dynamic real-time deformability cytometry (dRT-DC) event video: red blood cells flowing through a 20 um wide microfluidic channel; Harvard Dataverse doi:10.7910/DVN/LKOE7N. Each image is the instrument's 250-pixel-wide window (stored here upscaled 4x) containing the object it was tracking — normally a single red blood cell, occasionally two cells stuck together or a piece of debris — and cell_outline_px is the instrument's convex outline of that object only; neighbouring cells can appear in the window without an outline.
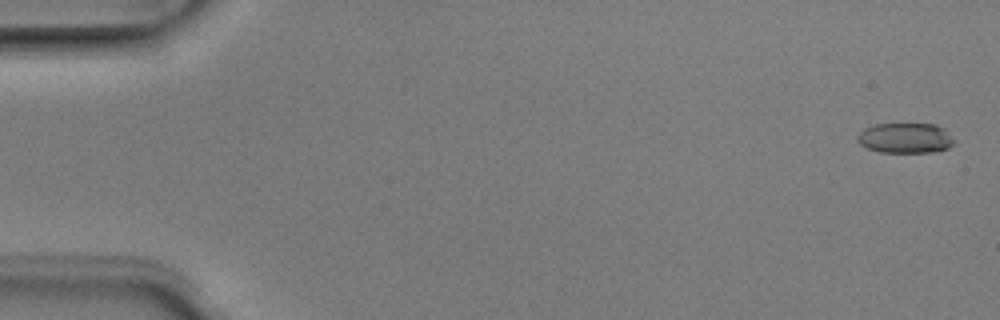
{"species": "Egyptian fruit bat (a non-hibernating species)", "species_latin": "Rousettus aegyptiacus", "temperature_condition": "room temperature", "stored_images_in_passage": 2, "camera_frame_rate_fps": 3000, "um_per_image_px": 0.085, "animal": {"sex": "male"}, "frame": {"image": 1, "passage_image": 1, "time_ms": 0.0, "image_size_px": [1000, 320], "cell_outline_px": [[956, 144], [948, 148], [932, 152], [880, 152], [868, 148], [860, 144], [856, 140], [856, 136], [864, 128], [876, 124], [936, 124], [944, 128], [956, 140]], "centroid_in_image_um": [76.98, 11.73], "position_along_channel_um": 8.0, "area_um2": 17.22}}